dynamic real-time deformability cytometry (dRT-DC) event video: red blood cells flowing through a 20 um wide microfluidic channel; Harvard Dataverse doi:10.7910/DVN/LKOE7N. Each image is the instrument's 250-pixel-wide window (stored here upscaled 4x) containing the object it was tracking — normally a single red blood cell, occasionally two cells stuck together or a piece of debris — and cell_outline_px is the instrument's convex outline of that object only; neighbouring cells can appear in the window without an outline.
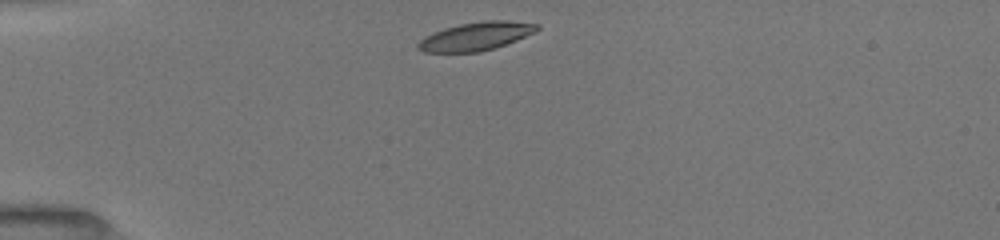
{"species": "common noctule bat (a hibernating species)", "species_latin": "Nyctalus noctula", "temperature_condition": "room temperature", "stored_images_in_passage": 17, "camera_frame_rate_fps": 3000, "um_per_image_px": 0.085, "animal": {"sex": "female", "body_mass_g": 19.5, "forearm_length_mm": 54.1}, "frame": {"image": 1, "passage_image": 1, "time_ms": 0.0, "image_size_px": [1000, 240], "cell_outline_px": [[540, 28], [536, 32], [516, 40], [480, 52], [424, 52], [416, 48], [416, 44], [424, 36], [444, 28], [460, 24], [484, 20], [508, 20], [540, 24]], "centroid_in_image_um": [40.45, 3.07], "position_along_channel_um": 44.5, "area_um2": 19.65}}
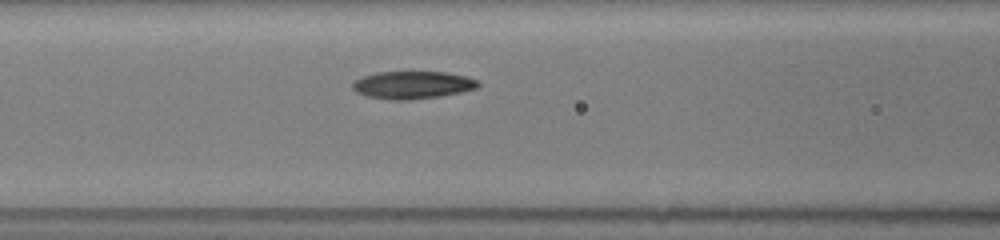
{"frame": {"image": 2, "passage_image": 8, "time_ms": 3.0, "image_size_px": [1000, 240], "cell_outline_px": [[480, 84], [476, 88], [460, 92], [440, 96], [408, 100], [388, 100], [364, 96], [356, 92], [352, 88], [352, 84], [356, 80], [364, 76], [376, 72], [448, 72], [468, 76], [476, 80]], "centroid_in_image_um": [35.05, 7.22], "position_along_channel_um": 131.6, "area_um2": 20.29}}
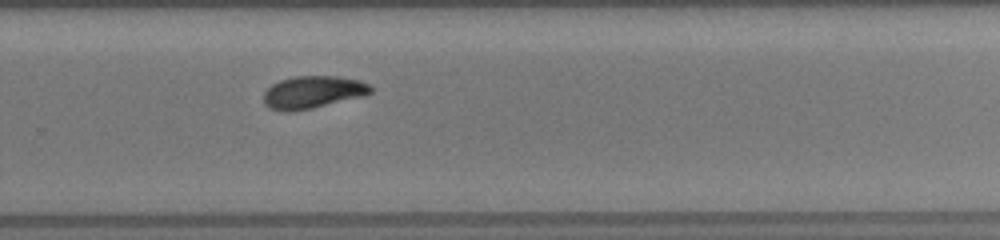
{"frame": {"image": 3, "passage_image": 17, "time_ms": 7.333, "image_size_px": [1000, 240], "cell_outline_px": [[372, 92], [364, 96], [312, 108], [292, 112], [280, 112], [268, 108], [264, 104], [264, 92], [272, 84], [280, 80], [296, 76], [336, 76], [360, 80], [368, 84], [372, 88]], "centroid_in_image_um": [26.56, 7.85], "position_along_channel_um": 303.2, "area_um2": 20.4}}